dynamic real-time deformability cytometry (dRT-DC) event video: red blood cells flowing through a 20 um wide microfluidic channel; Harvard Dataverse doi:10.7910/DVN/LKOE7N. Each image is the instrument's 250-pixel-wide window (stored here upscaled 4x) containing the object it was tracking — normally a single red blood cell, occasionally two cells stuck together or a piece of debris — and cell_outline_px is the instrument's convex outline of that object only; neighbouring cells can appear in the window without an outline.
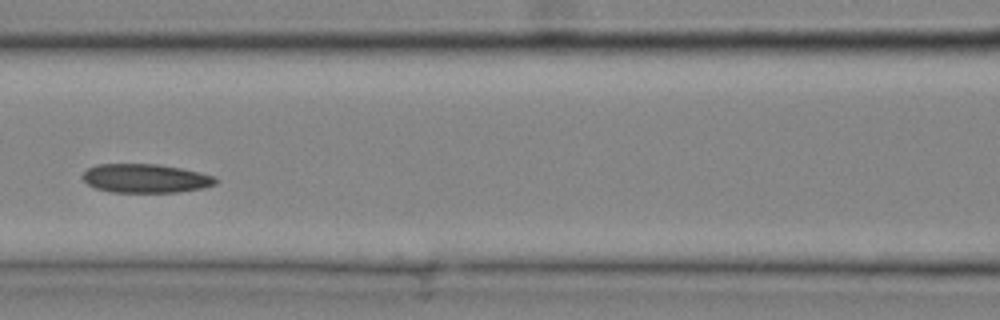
{"species": "common noctule bat (a hibernating species)", "species_latin": "Nyctalus noctula", "temperature_condition": "cold", "stored_images_in_passage": 32, "camera_frame_rate_fps": 3000, "um_per_image_px": 0.085, "animal": {"sex": "male", "body_mass_g": 20.4}, "frame": {"image": 1, "passage_image": 14, "time_ms": 4.333, "image_size_px": [1000, 320], "cell_outline_px": [[220, 180], [216, 184], [204, 188], [176, 192], [112, 192], [96, 188], [88, 184], [80, 176], [88, 168], [96, 164], [156, 164], [180, 168], [216, 176]], "centroid_in_image_um": [12.39, 15.16], "position_along_channel_um": 154.2, "area_um2": 22.43}}
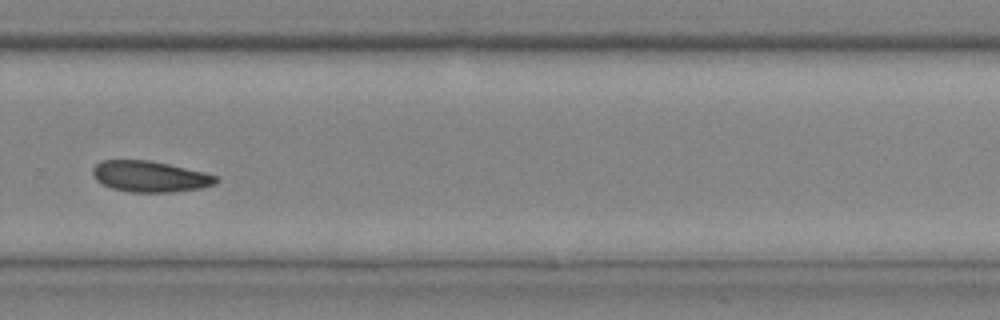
{"frame": {"image": 2, "passage_image": 23, "time_ms": 7.333, "image_size_px": [1000, 320], "cell_outline_px": [[220, 180], [216, 184], [200, 188], [172, 192], [128, 192], [112, 188], [96, 180], [92, 176], [92, 168], [100, 160], [152, 160], [204, 172], [216, 176]], "centroid_in_image_um": [12.74, 14.99], "position_along_channel_um": 317.1, "area_um2": 22.43}}
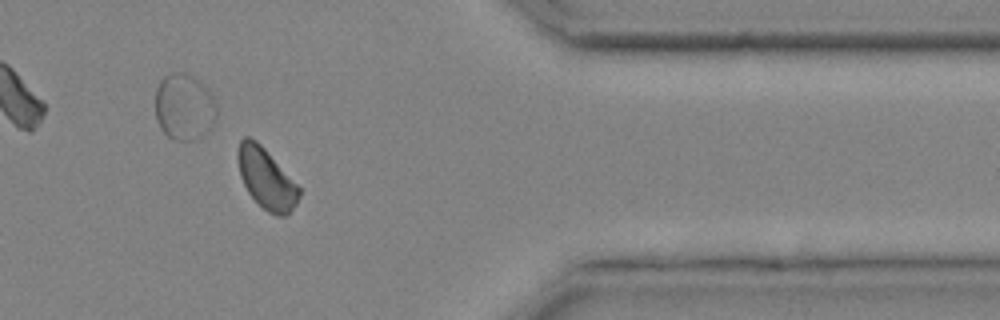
{"frame": {"image": 3, "passage_image": 28, "time_ms": 9.0, "image_size_px": [1000, 320], "cell_outline_px": [[300, 196], [296, 204], [284, 216], [276, 216], [268, 212], [248, 192], [240, 176], [236, 156], [236, 152], [240, 140], [244, 136], [248, 136], [256, 140], [264, 148], [300, 188]], "centroid_in_image_um": [22.6, 15.15], "position_along_channel_um": 388.8, "area_um2": 21.33}}